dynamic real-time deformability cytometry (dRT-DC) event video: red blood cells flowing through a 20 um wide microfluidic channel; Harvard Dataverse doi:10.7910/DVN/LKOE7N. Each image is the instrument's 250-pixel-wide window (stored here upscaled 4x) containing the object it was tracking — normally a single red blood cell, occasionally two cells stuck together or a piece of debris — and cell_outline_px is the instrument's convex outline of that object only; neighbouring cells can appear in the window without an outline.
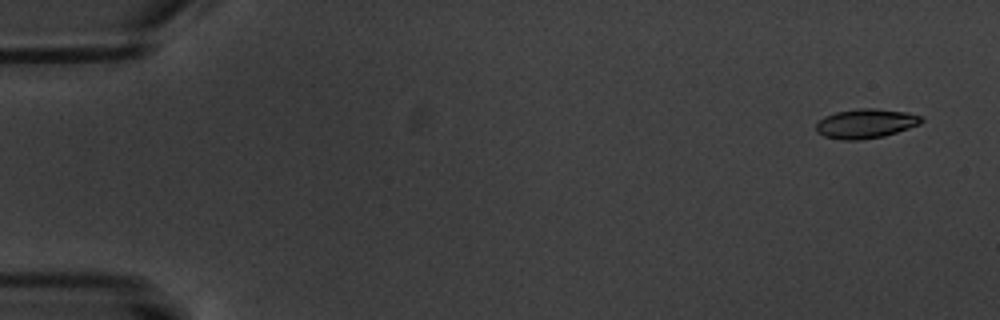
{"species": "common noctule bat (a hibernating species)", "species_latin": "Nyctalus noctula", "temperature_condition": "warm", "stored_images_in_passage": 5, "camera_frame_rate_fps": 3000, "um_per_image_px": 0.085, "animal": {"sex": "male", "body_mass_g": 20.1, "forearm_length_mm": 53.5}, "frame": {"image": 1, "passage_image": 1, "time_ms": 0.0, "image_size_px": [1000, 320], "cell_outline_px": [[924, 120], [920, 124], [884, 136], [860, 140], [840, 140], [824, 136], [816, 132], [816, 124], [824, 116], [836, 112], [860, 108], [872, 108], [908, 112], [920, 116]], "centroid_in_image_um": [73.57, 10.5], "position_along_channel_um": 11.4, "area_um2": 18.03}}
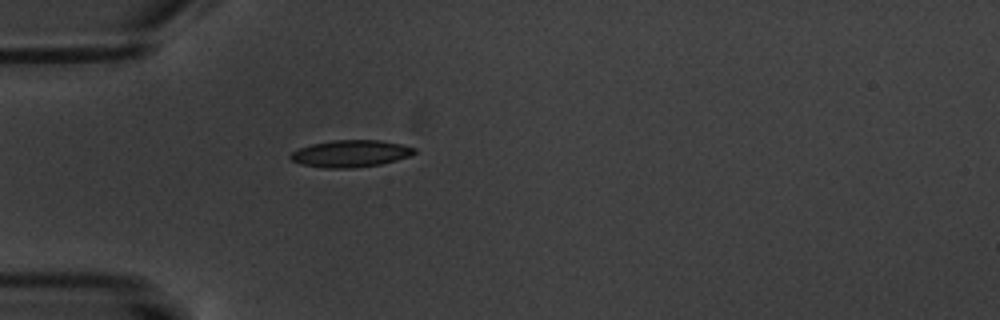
{"frame": {"image": 2, "passage_image": 5, "time_ms": 5.0, "image_size_px": [1000, 320], "cell_outline_px": [[416, 152], [408, 156], [396, 160], [380, 164], [352, 168], [324, 168], [300, 164], [292, 160], [288, 156], [292, 152], [300, 148], [312, 144], [332, 140], [380, 140], [400, 144], [416, 148]], "centroid_in_image_um": [29.78, 13.05], "position_along_channel_um": 55.2, "area_um2": 19.36}}